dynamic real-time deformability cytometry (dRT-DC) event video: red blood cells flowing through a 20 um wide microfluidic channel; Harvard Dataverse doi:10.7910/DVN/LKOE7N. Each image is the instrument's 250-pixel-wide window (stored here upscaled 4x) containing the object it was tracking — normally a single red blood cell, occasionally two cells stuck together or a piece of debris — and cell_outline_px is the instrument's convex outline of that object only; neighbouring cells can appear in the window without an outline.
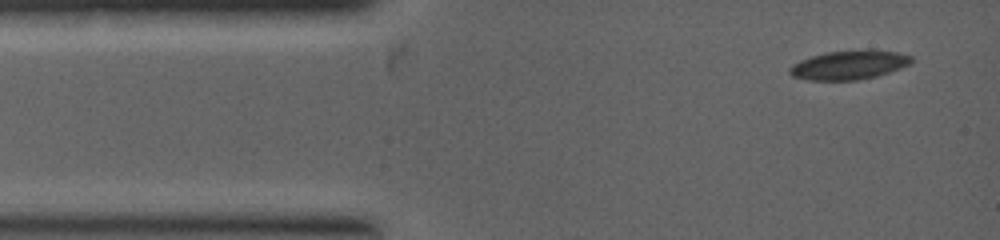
{"species": "common noctule bat (a hibernating species)", "species_latin": "Nyctalus noctula", "temperature_condition": "warm", "stored_images_in_passage": 38, "camera_frame_rate_fps": 5000, "um_per_image_px": 0.085, "animal": {"sex": "female", "body_mass_g": 19.0, "forearm_length_mm": 53.3}, "frame": {"image": 1, "passage_image": 1, "time_ms": 0.0, "image_size_px": [1000, 240], "cell_outline_px": [[912, 60], [908, 64], [900, 68], [876, 76], [856, 80], [808, 80], [792, 76], [788, 72], [788, 68], [792, 64], [800, 60], [812, 56], [828, 52], [896, 52], [912, 56]], "centroid_in_image_um": [72.08, 5.56], "position_along_channel_um": 12.9, "area_um2": 19.71}}
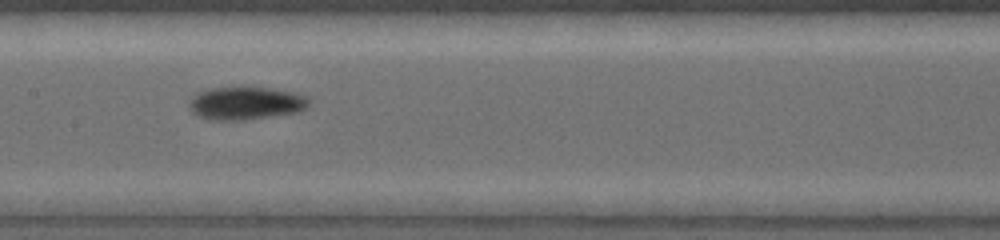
{"frame": {"image": 2, "passage_image": 17, "time_ms": 3.4, "image_size_px": [1000, 240], "cell_outline_px": [[312, 100], [304, 108], [296, 112], [244, 120], [212, 120], [196, 116], [188, 108], [188, 104], [192, 96], [196, 92], [208, 88], [268, 88], [292, 92], [308, 96]], "centroid_in_image_um": [20.83, 8.78], "position_along_channel_um": 186.6, "area_um2": 22.95}}
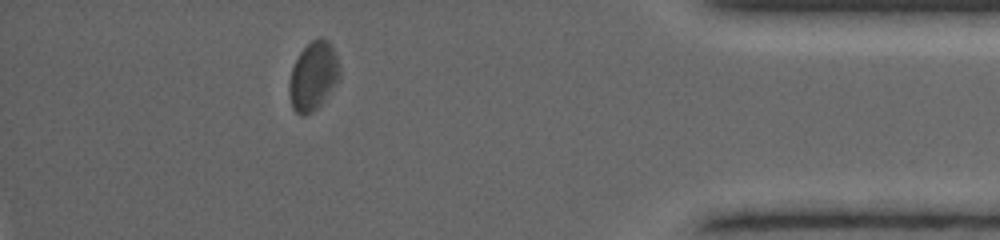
{"frame": {"image": 3, "passage_image": 33, "time_ms": 7.2, "image_size_px": [1000, 240], "cell_outline_px": [[340, 76], [324, 100], [312, 112], [304, 116], [300, 116], [292, 108], [288, 92], [288, 80], [292, 68], [300, 52], [312, 40], [320, 36], [328, 40], [332, 44], [340, 64]], "centroid_in_image_um": [26.61, 6.45], "position_along_channel_um": 408.6, "area_um2": 20.35}}